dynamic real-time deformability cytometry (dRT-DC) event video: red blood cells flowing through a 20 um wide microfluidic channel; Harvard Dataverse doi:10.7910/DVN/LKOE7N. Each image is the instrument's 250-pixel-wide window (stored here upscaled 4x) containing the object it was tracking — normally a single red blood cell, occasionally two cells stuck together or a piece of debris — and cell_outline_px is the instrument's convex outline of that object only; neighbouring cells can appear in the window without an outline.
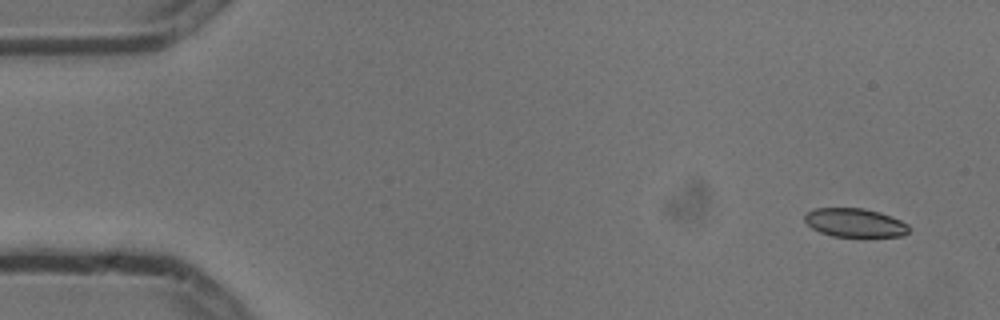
{"species": "common noctule bat (a hibernating species)", "species_latin": "Nyctalus noctula", "temperature_condition": "cold", "stored_images_in_passage": 5, "camera_frame_rate_fps": 3000, "um_per_image_px": 0.085, "animal": {"sex": "male", "body_mass_g": 13.3}, "frame": {"image": 1, "passage_image": 1, "time_ms": 0.0, "image_size_px": [1000, 320], "cell_outline_px": [[908, 232], [904, 236], [832, 236], [820, 232], [812, 228], [804, 220], [804, 216], [812, 208], [864, 208], [880, 212], [892, 216], [908, 224]], "centroid_in_image_um": [72.66, 18.92], "position_along_channel_um": 12.3, "area_um2": 17.4}}
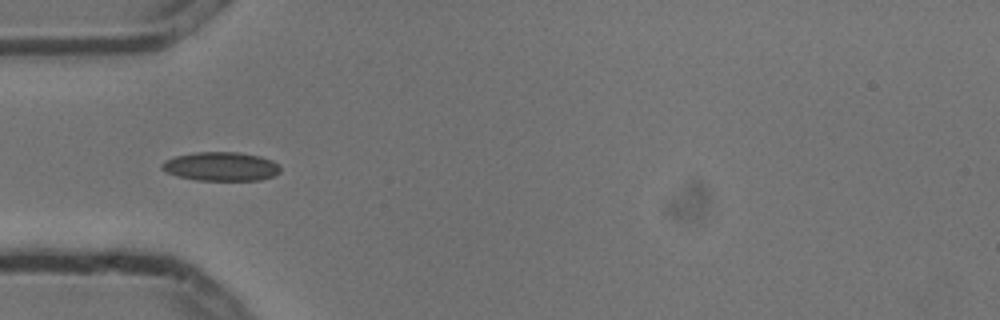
{"frame": {"image": 2, "passage_image": 5, "time_ms": 1.333, "image_size_px": [1000, 320], "cell_outline_px": [[280, 172], [272, 176], [260, 180], [196, 180], [176, 176], [164, 172], [160, 168], [160, 164], [164, 160], [176, 156], [196, 152], [236, 152], [260, 156], [272, 160], [280, 164]], "centroid_in_image_um": [18.75, 14.15], "position_along_channel_um": 66.2, "area_um2": 20.11}}